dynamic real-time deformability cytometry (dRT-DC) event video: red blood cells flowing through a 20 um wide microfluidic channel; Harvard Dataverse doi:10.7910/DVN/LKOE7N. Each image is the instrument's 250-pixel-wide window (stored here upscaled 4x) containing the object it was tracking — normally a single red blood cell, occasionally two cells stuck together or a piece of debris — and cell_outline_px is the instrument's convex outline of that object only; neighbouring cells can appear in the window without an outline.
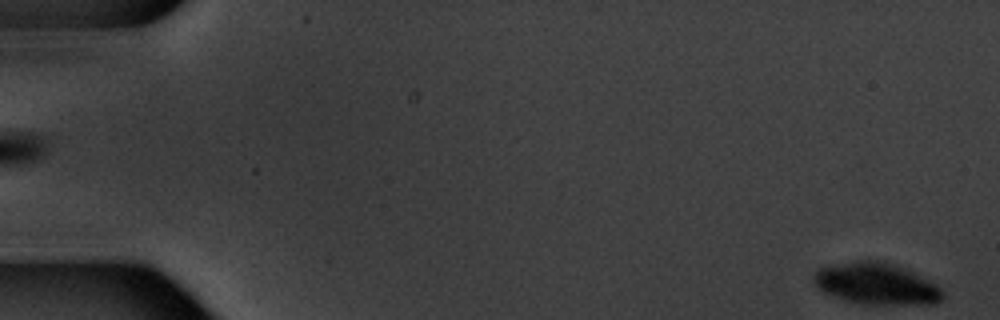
{"species": "common noctule bat (a hibernating species)", "species_latin": "Nyctalus noctula", "temperature_condition": "warm", "stored_images_in_passage": 6, "segment_of_instrument_passage": [2, 2], "camera_frame_rate_fps": 3000, "um_per_image_px": 0.085, "animal": {"sex": "male", "body_mass_g": 20.1, "forearm_length_mm": 53.5}, "frame": {"image": 1, "passage_image": 6, "time_ms": 6.667, "image_size_px": [1000, 320], "cell_outline_px": [[944, 296], [936, 304], [864, 304], [844, 300], [832, 296], [816, 288], [812, 280], [812, 276], [820, 268], [856, 260], [872, 260], [904, 268], [936, 284], [944, 292]], "centroid_in_image_um": [74.46, 24.14], "position_along_channel_um": 10.5, "area_um2": 30.98}}